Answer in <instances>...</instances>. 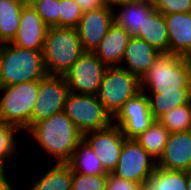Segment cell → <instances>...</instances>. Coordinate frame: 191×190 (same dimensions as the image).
Masks as SVG:
<instances>
[{
  "label": "cell",
  "mask_w": 191,
  "mask_h": 190,
  "mask_svg": "<svg viewBox=\"0 0 191 190\" xmlns=\"http://www.w3.org/2000/svg\"><path fill=\"white\" fill-rule=\"evenodd\" d=\"M131 37L114 22L94 53L107 67L121 66L125 48Z\"/></svg>",
  "instance_id": "18"
},
{
  "label": "cell",
  "mask_w": 191,
  "mask_h": 190,
  "mask_svg": "<svg viewBox=\"0 0 191 190\" xmlns=\"http://www.w3.org/2000/svg\"><path fill=\"white\" fill-rule=\"evenodd\" d=\"M157 166L168 170H191V130L169 134Z\"/></svg>",
  "instance_id": "14"
},
{
  "label": "cell",
  "mask_w": 191,
  "mask_h": 190,
  "mask_svg": "<svg viewBox=\"0 0 191 190\" xmlns=\"http://www.w3.org/2000/svg\"><path fill=\"white\" fill-rule=\"evenodd\" d=\"M38 1H40V0H23V3H24V5L32 6L33 4H35Z\"/></svg>",
  "instance_id": "38"
},
{
  "label": "cell",
  "mask_w": 191,
  "mask_h": 190,
  "mask_svg": "<svg viewBox=\"0 0 191 190\" xmlns=\"http://www.w3.org/2000/svg\"><path fill=\"white\" fill-rule=\"evenodd\" d=\"M159 54L160 52L146 41L132 36L125 48L122 59L124 63L121 67L141 79Z\"/></svg>",
  "instance_id": "16"
},
{
  "label": "cell",
  "mask_w": 191,
  "mask_h": 190,
  "mask_svg": "<svg viewBox=\"0 0 191 190\" xmlns=\"http://www.w3.org/2000/svg\"><path fill=\"white\" fill-rule=\"evenodd\" d=\"M43 50L20 48L11 43L0 47V87L39 81L47 75Z\"/></svg>",
  "instance_id": "3"
},
{
  "label": "cell",
  "mask_w": 191,
  "mask_h": 190,
  "mask_svg": "<svg viewBox=\"0 0 191 190\" xmlns=\"http://www.w3.org/2000/svg\"><path fill=\"white\" fill-rule=\"evenodd\" d=\"M32 7L48 27H59V0H40Z\"/></svg>",
  "instance_id": "30"
},
{
  "label": "cell",
  "mask_w": 191,
  "mask_h": 190,
  "mask_svg": "<svg viewBox=\"0 0 191 190\" xmlns=\"http://www.w3.org/2000/svg\"><path fill=\"white\" fill-rule=\"evenodd\" d=\"M116 7L119 13L114 8V21L131 36H137L139 34L147 16L155 10L152 0H137L123 3Z\"/></svg>",
  "instance_id": "19"
},
{
  "label": "cell",
  "mask_w": 191,
  "mask_h": 190,
  "mask_svg": "<svg viewBox=\"0 0 191 190\" xmlns=\"http://www.w3.org/2000/svg\"><path fill=\"white\" fill-rule=\"evenodd\" d=\"M6 167L0 166V190H12L13 186L8 180V176H6V172H8Z\"/></svg>",
  "instance_id": "35"
},
{
  "label": "cell",
  "mask_w": 191,
  "mask_h": 190,
  "mask_svg": "<svg viewBox=\"0 0 191 190\" xmlns=\"http://www.w3.org/2000/svg\"><path fill=\"white\" fill-rule=\"evenodd\" d=\"M141 91L140 79L121 66L107 67L98 99L114 118L124 103Z\"/></svg>",
  "instance_id": "7"
},
{
  "label": "cell",
  "mask_w": 191,
  "mask_h": 190,
  "mask_svg": "<svg viewBox=\"0 0 191 190\" xmlns=\"http://www.w3.org/2000/svg\"><path fill=\"white\" fill-rule=\"evenodd\" d=\"M28 190H71L73 171L67 163H55Z\"/></svg>",
  "instance_id": "23"
},
{
  "label": "cell",
  "mask_w": 191,
  "mask_h": 190,
  "mask_svg": "<svg viewBox=\"0 0 191 190\" xmlns=\"http://www.w3.org/2000/svg\"><path fill=\"white\" fill-rule=\"evenodd\" d=\"M63 75H46L38 81V96L32 110L31 126L64 111L69 94Z\"/></svg>",
  "instance_id": "9"
},
{
  "label": "cell",
  "mask_w": 191,
  "mask_h": 190,
  "mask_svg": "<svg viewBox=\"0 0 191 190\" xmlns=\"http://www.w3.org/2000/svg\"><path fill=\"white\" fill-rule=\"evenodd\" d=\"M169 39V52L191 58V12L164 15Z\"/></svg>",
  "instance_id": "17"
},
{
  "label": "cell",
  "mask_w": 191,
  "mask_h": 190,
  "mask_svg": "<svg viewBox=\"0 0 191 190\" xmlns=\"http://www.w3.org/2000/svg\"><path fill=\"white\" fill-rule=\"evenodd\" d=\"M169 134L158 120H154L149 128L134 140L157 161L164 151Z\"/></svg>",
  "instance_id": "25"
},
{
  "label": "cell",
  "mask_w": 191,
  "mask_h": 190,
  "mask_svg": "<svg viewBox=\"0 0 191 190\" xmlns=\"http://www.w3.org/2000/svg\"><path fill=\"white\" fill-rule=\"evenodd\" d=\"M24 3L0 0V44L11 43L16 37Z\"/></svg>",
  "instance_id": "21"
},
{
  "label": "cell",
  "mask_w": 191,
  "mask_h": 190,
  "mask_svg": "<svg viewBox=\"0 0 191 190\" xmlns=\"http://www.w3.org/2000/svg\"><path fill=\"white\" fill-rule=\"evenodd\" d=\"M187 190H191V170L186 171Z\"/></svg>",
  "instance_id": "37"
},
{
  "label": "cell",
  "mask_w": 191,
  "mask_h": 190,
  "mask_svg": "<svg viewBox=\"0 0 191 190\" xmlns=\"http://www.w3.org/2000/svg\"><path fill=\"white\" fill-rule=\"evenodd\" d=\"M153 118L158 120L175 107L191 101V93H151L147 94Z\"/></svg>",
  "instance_id": "26"
},
{
  "label": "cell",
  "mask_w": 191,
  "mask_h": 190,
  "mask_svg": "<svg viewBox=\"0 0 191 190\" xmlns=\"http://www.w3.org/2000/svg\"><path fill=\"white\" fill-rule=\"evenodd\" d=\"M106 190H141V185L131 180H125L113 174H108Z\"/></svg>",
  "instance_id": "33"
},
{
  "label": "cell",
  "mask_w": 191,
  "mask_h": 190,
  "mask_svg": "<svg viewBox=\"0 0 191 190\" xmlns=\"http://www.w3.org/2000/svg\"><path fill=\"white\" fill-rule=\"evenodd\" d=\"M21 131L14 125L0 120V166L5 167L6 162L13 160L19 150V140L15 132ZM18 149V150H17ZM9 160V161H8Z\"/></svg>",
  "instance_id": "28"
},
{
  "label": "cell",
  "mask_w": 191,
  "mask_h": 190,
  "mask_svg": "<svg viewBox=\"0 0 191 190\" xmlns=\"http://www.w3.org/2000/svg\"><path fill=\"white\" fill-rule=\"evenodd\" d=\"M64 112L82 135L106 129L113 124L112 116L97 95L69 92Z\"/></svg>",
  "instance_id": "6"
},
{
  "label": "cell",
  "mask_w": 191,
  "mask_h": 190,
  "mask_svg": "<svg viewBox=\"0 0 191 190\" xmlns=\"http://www.w3.org/2000/svg\"><path fill=\"white\" fill-rule=\"evenodd\" d=\"M152 3L154 9L163 15L191 12V0H152Z\"/></svg>",
  "instance_id": "32"
},
{
  "label": "cell",
  "mask_w": 191,
  "mask_h": 190,
  "mask_svg": "<svg viewBox=\"0 0 191 190\" xmlns=\"http://www.w3.org/2000/svg\"><path fill=\"white\" fill-rule=\"evenodd\" d=\"M141 91L191 93V58L161 52L140 79Z\"/></svg>",
  "instance_id": "2"
},
{
  "label": "cell",
  "mask_w": 191,
  "mask_h": 190,
  "mask_svg": "<svg viewBox=\"0 0 191 190\" xmlns=\"http://www.w3.org/2000/svg\"><path fill=\"white\" fill-rule=\"evenodd\" d=\"M27 132L56 163H67L83 135L64 111L36 122Z\"/></svg>",
  "instance_id": "1"
},
{
  "label": "cell",
  "mask_w": 191,
  "mask_h": 190,
  "mask_svg": "<svg viewBox=\"0 0 191 190\" xmlns=\"http://www.w3.org/2000/svg\"><path fill=\"white\" fill-rule=\"evenodd\" d=\"M149 92H138L127 100L113 118V124L121 129L126 139H134L149 128L155 120L150 110Z\"/></svg>",
  "instance_id": "11"
},
{
  "label": "cell",
  "mask_w": 191,
  "mask_h": 190,
  "mask_svg": "<svg viewBox=\"0 0 191 190\" xmlns=\"http://www.w3.org/2000/svg\"><path fill=\"white\" fill-rule=\"evenodd\" d=\"M67 164L71 167L73 172L83 173L89 176H108L98 156L84 140L77 145Z\"/></svg>",
  "instance_id": "24"
},
{
  "label": "cell",
  "mask_w": 191,
  "mask_h": 190,
  "mask_svg": "<svg viewBox=\"0 0 191 190\" xmlns=\"http://www.w3.org/2000/svg\"><path fill=\"white\" fill-rule=\"evenodd\" d=\"M48 26L32 6L24 5L19 29L11 44L30 50H43Z\"/></svg>",
  "instance_id": "15"
},
{
  "label": "cell",
  "mask_w": 191,
  "mask_h": 190,
  "mask_svg": "<svg viewBox=\"0 0 191 190\" xmlns=\"http://www.w3.org/2000/svg\"><path fill=\"white\" fill-rule=\"evenodd\" d=\"M108 176L73 172L71 190H106Z\"/></svg>",
  "instance_id": "31"
},
{
  "label": "cell",
  "mask_w": 191,
  "mask_h": 190,
  "mask_svg": "<svg viewBox=\"0 0 191 190\" xmlns=\"http://www.w3.org/2000/svg\"><path fill=\"white\" fill-rule=\"evenodd\" d=\"M161 52H169L168 29L164 15L154 10L136 36Z\"/></svg>",
  "instance_id": "20"
},
{
  "label": "cell",
  "mask_w": 191,
  "mask_h": 190,
  "mask_svg": "<svg viewBox=\"0 0 191 190\" xmlns=\"http://www.w3.org/2000/svg\"><path fill=\"white\" fill-rule=\"evenodd\" d=\"M48 75H64L85 52L76 28L48 27L43 46Z\"/></svg>",
  "instance_id": "4"
},
{
  "label": "cell",
  "mask_w": 191,
  "mask_h": 190,
  "mask_svg": "<svg viewBox=\"0 0 191 190\" xmlns=\"http://www.w3.org/2000/svg\"><path fill=\"white\" fill-rule=\"evenodd\" d=\"M82 15L75 0H59V27L77 28Z\"/></svg>",
  "instance_id": "29"
},
{
  "label": "cell",
  "mask_w": 191,
  "mask_h": 190,
  "mask_svg": "<svg viewBox=\"0 0 191 190\" xmlns=\"http://www.w3.org/2000/svg\"><path fill=\"white\" fill-rule=\"evenodd\" d=\"M133 1H137V0H105L106 4L112 8H115L116 6L123 3H128Z\"/></svg>",
  "instance_id": "36"
},
{
  "label": "cell",
  "mask_w": 191,
  "mask_h": 190,
  "mask_svg": "<svg viewBox=\"0 0 191 190\" xmlns=\"http://www.w3.org/2000/svg\"><path fill=\"white\" fill-rule=\"evenodd\" d=\"M106 69L94 52H84L63 76L70 92L97 95Z\"/></svg>",
  "instance_id": "8"
},
{
  "label": "cell",
  "mask_w": 191,
  "mask_h": 190,
  "mask_svg": "<svg viewBox=\"0 0 191 190\" xmlns=\"http://www.w3.org/2000/svg\"><path fill=\"white\" fill-rule=\"evenodd\" d=\"M158 121L169 133L191 130V101L163 114Z\"/></svg>",
  "instance_id": "27"
},
{
  "label": "cell",
  "mask_w": 191,
  "mask_h": 190,
  "mask_svg": "<svg viewBox=\"0 0 191 190\" xmlns=\"http://www.w3.org/2000/svg\"><path fill=\"white\" fill-rule=\"evenodd\" d=\"M83 12L104 8L107 4L105 0H75Z\"/></svg>",
  "instance_id": "34"
},
{
  "label": "cell",
  "mask_w": 191,
  "mask_h": 190,
  "mask_svg": "<svg viewBox=\"0 0 191 190\" xmlns=\"http://www.w3.org/2000/svg\"><path fill=\"white\" fill-rule=\"evenodd\" d=\"M114 8H104L83 12L76 28L85 52H94L114 23Z\"/></svg>",
  "instance_id": "13"
},
{
  "label": "cell",
  "mask_w": 191,
  "mask_h": 190,
  "mask_svg": "<svg viewBox=\"0 0 191 190\" xmlns=\"http://www.w3.org/2000/svg\"><path fill=\"white\" fill-rule=\"evenodd\" d=\"M141 190H187L186 171L156 167L141 185Z\"/></svg>",
  "instance_id": "22"
},
{
  "label": "cell",
  "mask_w": 191,
  "mask_h": 190,
  "mask_svg": "<svg viewBox=\"0 0 191 190\" xmlns=\"http://www.w3.org/2000/svg\"><path fill=\"white\" fill-rule=\"evenodd\" d=\"M0 120L25 132L31 127L32 110L38 96V81L0 87Z\"/></svg>",
  "instance_id": "5"
},
{
  "label": "cell",
  "mask_w": 191,
  "mask_h": 190,
  "mask_svg": "<svg viewBox=\"0 0 191 190\" xmlns=\"http://www.w3.org/2000/svg\"><path fill=\"white\" fill-rule=\"evenodd\" d=\"M157 161L134 139H125L118 164L112 174L139 185L151 175Z\"/></svg>",
  "instance_id": "10"
},
{
  "label": "cell",
  "mask_w": 191,
  "mask_h": 190,
  "mask_svg": "<svg viewBox=\"0 0 191 190\" xmlns=\"http://www.w3.org/2000/svg\"><path fill=\"white\" fill-rule=\"evenodd\" d=\"M125 139L121 129L114 124L106 129L83 135V140L98 156L107 174H112L115 170Z\"/></svg>",
  "instance_id": "12"
}]
</instances>
